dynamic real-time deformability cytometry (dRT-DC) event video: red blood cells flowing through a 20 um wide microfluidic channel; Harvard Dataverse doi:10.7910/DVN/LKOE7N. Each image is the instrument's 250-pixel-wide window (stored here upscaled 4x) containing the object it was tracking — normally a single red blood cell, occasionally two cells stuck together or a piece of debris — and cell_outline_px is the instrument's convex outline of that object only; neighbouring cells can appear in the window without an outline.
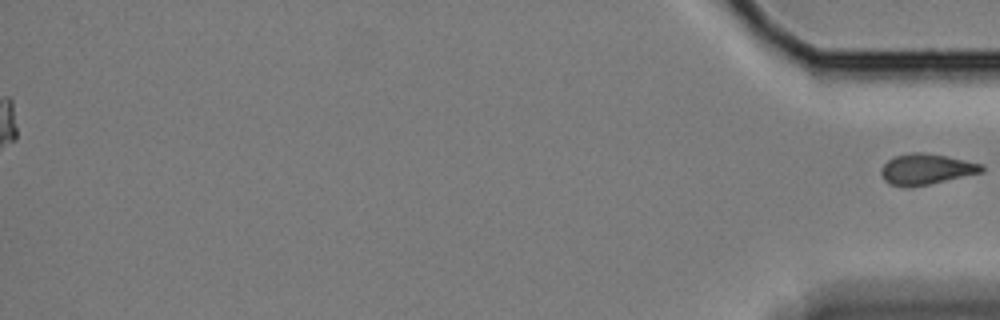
{"species": "Egyptian fruit bat (a non-hibernating species)", "species_latin": "Rousettus aegyptiacus", "temperature_condition": "cold", "stored_images_in_passage": 62, "segment_of_instrument_passage": [2, 2], "camera_frame_rate_fps": 3000, "um_per_image_px": 0.085, "animal": {"sex": "female"}, "frame": {"image": 1, "passage_image": 62, "time_ms": 20.333, "image_size_px": [1000, 320], "cell_outline_px": [[984, 172], [912, 188], [904, 188], [888, 184], [884, 180], [880, 172], [880, 168], [888, 160], [896, 156], [912, 152], [920, 152], [948, 156], [984, 164]], "centroid_in_image_um": [78.72, 14.4], "position_along_channel_um": 356.5, "area_um2": 18.38}}